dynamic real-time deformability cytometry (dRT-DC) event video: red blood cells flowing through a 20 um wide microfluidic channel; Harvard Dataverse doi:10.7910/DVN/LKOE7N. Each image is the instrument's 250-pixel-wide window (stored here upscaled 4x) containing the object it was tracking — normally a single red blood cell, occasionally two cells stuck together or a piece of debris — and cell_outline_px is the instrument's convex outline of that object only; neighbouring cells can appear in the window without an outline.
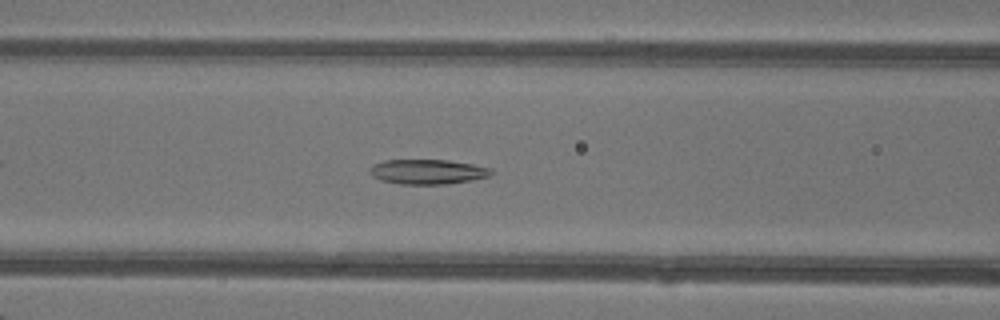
{"species": "common noctule bat (a hibernating species)", "species_latin": "Nyctalus noctula", "temperature_condition": "warm", "stored_images_in_passage": 36, "camera_frame_rate_fps": 3000, "um_per_image_px": 0.085, "animal": {"sex": "female"}, "frame": {"image": 1, "passage_image": 9, "time_ms": 2.667, "image_size_px": [1000, 320], "cell_outline_px": [[492, 172], [488, 176], [448, 184], [400, 184], [380, 180], [372, 176], [368, 172], [368, 168], [372, 164], [384, 160], [448, 160], [472, 164], [492, 168]], "centroid_in_image_um": [36.27, 14.59], "position_along_channel_um": 130.3, "area_um2": 17.57}}
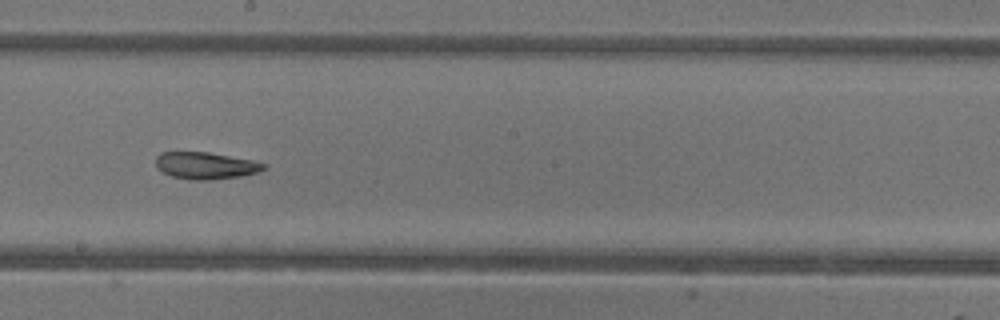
{"frame": {"image": 2, "passage_image": 16, "time_ms": 5.0, "image_size_px": [1000, 320], "cell_outline_px": [[268, 168], [260, 172], [240, 176], [212, 180], [188, 180], [172, 176], [156, 168], [156, 156], [160, 152], [208, 152], [256, 160], [268, 164]], "centroid_in_image_um": [17.54, 14.07], "position_along_channel_um": 230.7, "area_um2": 17.34}}
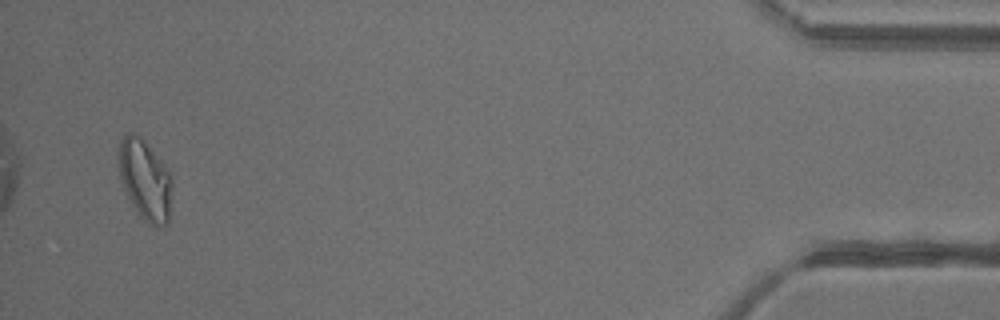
{"frame": {"image": 3, "passage_image": 35, "time_ms": 11.333, "image_size_px": [1000, 320], "cell_outline_px": [[172, 184], [168, 224], [156, 228], [148, 224], [144, 220], [132, 204], [120, 180], [120, 140], [128, 132], [132, 132], [144, 140], [164, 164], [172, 180]], "centroid_in_image_um": [12.35, 15.32], "position_along_channel_um": 422.8, "area_um2": 24.62}, "authors_computed_cell_mechanics": {"area_um2": 18.0336, "velocity_mm_per_s": 4.3086, "shape_relaxation_time_tau1_ms": 7.1354, "shape_relaxation_time_tau2_ms": 3.0576, "deformation_change_tau1": 0.1636, "deformation_change_tau2": 0.0869}}